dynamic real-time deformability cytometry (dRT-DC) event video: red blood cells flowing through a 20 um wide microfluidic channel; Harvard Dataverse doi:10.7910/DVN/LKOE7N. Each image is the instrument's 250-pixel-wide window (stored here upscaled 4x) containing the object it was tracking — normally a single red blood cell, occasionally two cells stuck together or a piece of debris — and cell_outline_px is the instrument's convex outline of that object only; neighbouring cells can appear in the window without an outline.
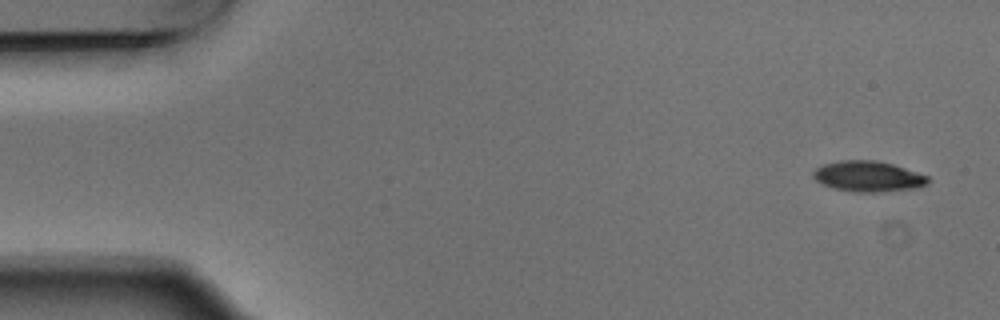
{"species": "Egyptian fruit bat (a non-hibernating species)", "species_latin": "Rousettus aegyptiacus", "temperature_condition": "warm", "stored_images_in_passage": 4, "camera_frame_rate_fps": 3000, "um_per_image_px": 0.085, "animal": {"sex": "male"}, "frame": {"image": 1, "passage_image": 1, "time_ms": 0.0, "image_size_px": [1000, 320], "cell_outline_px": [[928, 184], [916, 188], [872, 192], [852, 192], [836, 188], [824, 184], [816, 180], [812, 176], [812, 172], [816, 168], [824, 164], [840, 160], [876, 160], [892, 164], [928, 176]], "centroid_in_image_um": [73.77, 14.98], "position_along_channel_um": 11.2, "area_um2": 20.23}}
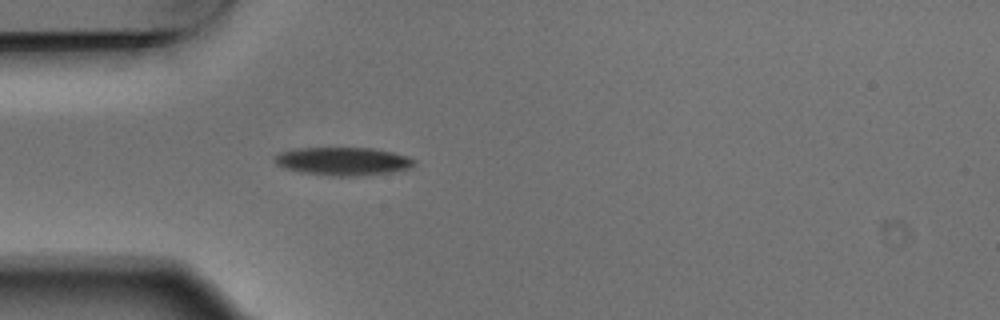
{"frame": {"image": 2, "passage_image": 4, "time_ms": 1.0, "image_size_px": [1000, 320], "cell_outline_px": [[416, 164], [412, 168], [392, 172], [364, 176], [336, 176], [300, 172], [284, 168], [276, 164], [272, 160], [280, 152], [296, 148], [376, 148], [408, 156], [416, 160]], "centroid_in_image_um": [29.2, 13.71], "position_along_channel_um": 55.8, "area_um2": 23.18}}